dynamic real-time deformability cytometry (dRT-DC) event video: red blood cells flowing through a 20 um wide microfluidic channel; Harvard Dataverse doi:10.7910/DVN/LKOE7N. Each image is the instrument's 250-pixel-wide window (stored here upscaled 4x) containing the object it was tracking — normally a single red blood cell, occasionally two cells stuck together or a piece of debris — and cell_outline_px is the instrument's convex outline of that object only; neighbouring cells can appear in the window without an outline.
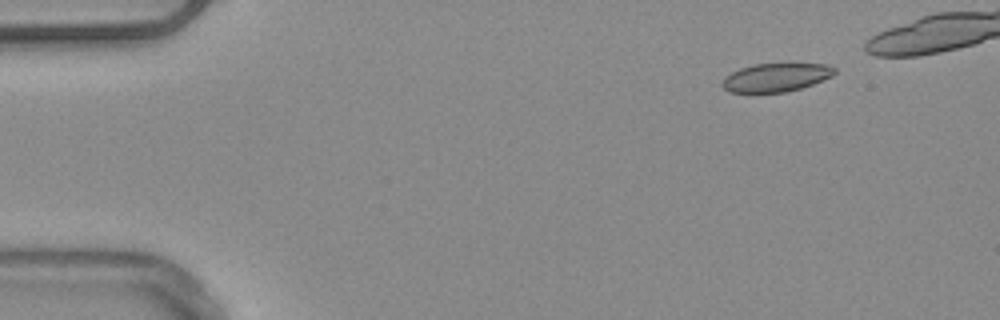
{"species": "common noctule bat (a hibernating species)", "species_latin": "Nyctalus noctula", "temperature_condition": "warm", "stored_images_in_passage": 41, "camera_frame_rate_fps": 3000, "um_per_image_px": 0.085, "animal": {"sex": "male", "body_mass_g": 20.4}, "frame": {"image": 1, "passage_image": 1, "time_ms": 0.0, "image_size_px": [1000, 320], "cell_outline_px": [[836, 72], [832, 76], [812, 84], [800, 88], [784, 92], [728, 92], [720, 84], [724, 76], [740, 68], [756, 64], [792, 60], [828, 64], [836, 68]], "centroid_in_image_um": [66.01, 6.51], "position_along_channel_um": 19.0, "area_um2": 19.54}}